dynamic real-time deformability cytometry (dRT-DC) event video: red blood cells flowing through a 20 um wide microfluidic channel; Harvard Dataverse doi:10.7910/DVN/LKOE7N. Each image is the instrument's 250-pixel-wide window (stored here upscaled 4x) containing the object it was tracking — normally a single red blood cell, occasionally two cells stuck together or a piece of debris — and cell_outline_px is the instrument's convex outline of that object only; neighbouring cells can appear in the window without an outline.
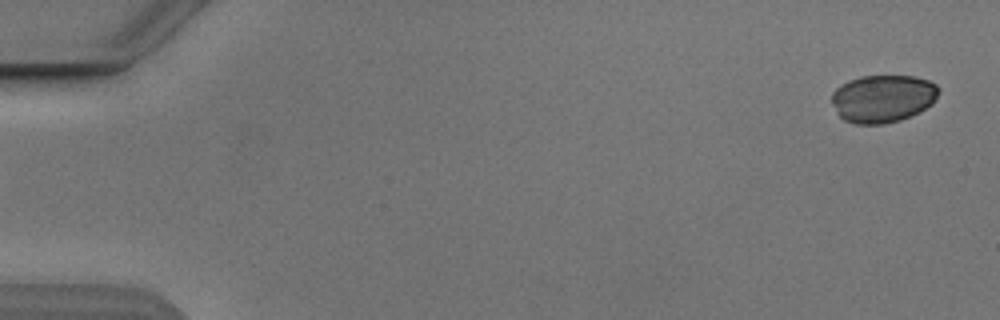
{"species": "Egyptian fruit bat (a non-hibernating species)", "species_latin": "Rousettus aegyptiacus", "temperature_condition": "cold", "stored_images_in_passage": 52, "camera_frame_rate_fps": 3000, "um_per_image_px": 0.085, "animal": {"sex": "male"}, "frame": {"image": 1, "passage_image": 1, "time_ms": 0.0, "image_size_px": [1000, 320], "cell_outline_px": [[940, 88], [936, 100], [932, 104], [900, 120], [884, 124], [856, 124], [844, 120], [836, 112], [832, 104], [832, 92], [836, 88], [848, 80], [860, 76], [916, 76], [928, 80], [936, 84]], "centroid_in_image_um": [75.03, 8.36], "position_along_channel_um": 10.0, "area_um2": 29.77}}
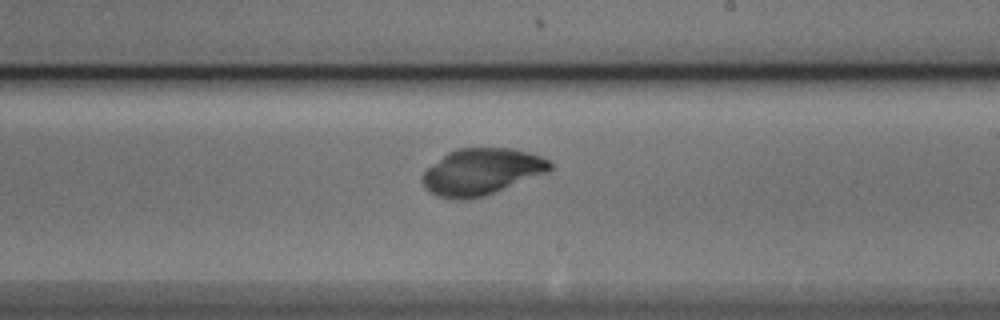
{"frame": {"image": 2, "passage_image": 31, "time_ms": 10.0, "image_size_px": [1000, 320], "cell_outline_px": [[552, 168], [548, 172], [496, 192], [484, 196], [464, 200], [452, 200], [436, 196], [420, 180], [420, 176], [428, 168], [448, 152], [456, 148], [512, 148], [528, 152], [552, 160]], "centroid_in_image_um": [40.95, 14.6], "position_along_channel_um": 248.1, "area_um2": 34.68}}
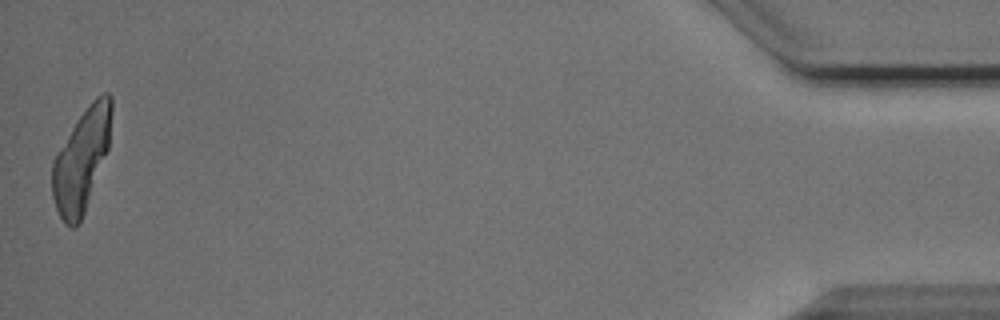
{"frame": {"image": 3, "passage_image": 52, "time_ms": 17.0, "image_size_px": [1000, 320], "cell_outline_px": [[112, 112], [108, 148], [84, 212], [76, 228], [72, 228], [64, 224], [56, 208], [52, 196], [52, 160], [56, 152], [88, 104], [96, 96], [104, 92], [108, 92], [112, 96]], "centroid_in_image_um": [6.92, 13.58], "position_along_channel_um": 428.3, "area_um2": 34.97}}